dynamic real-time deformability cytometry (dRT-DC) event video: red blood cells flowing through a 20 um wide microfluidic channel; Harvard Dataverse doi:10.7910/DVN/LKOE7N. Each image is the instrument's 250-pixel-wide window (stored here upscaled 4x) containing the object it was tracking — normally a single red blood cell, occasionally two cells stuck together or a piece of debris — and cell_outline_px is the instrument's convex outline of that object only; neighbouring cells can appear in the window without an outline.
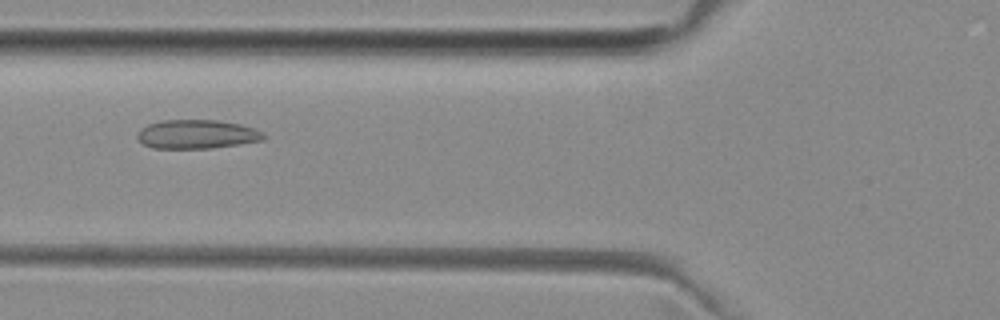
{"species": "common noctule bat (a hibernating species)", "species_latin": "Nyctalus noctula", "temperature_condition": "room temperature", "stored_images_in_passage": 36, "camera_frame_rate_fps": 3000, "um_per_image_px": 0.085, "animal": {"sex": "female", "body_mass_g": 29.2, "forearm_length_mm": 56.3}, "frame": {"image": 1, "passage_image": 7, "time_ms": 2.0, "image_size_px": [1000, 320], "cell_outline_px": [[268, 136], [264, 140], [212, 148], [152, 148], [144, 144], [136, 136], [136, 132], [140, 128], [148, 124], [160, 120], [216, 120], [240, 124], [264, 132]], "centroid_in_image_um": [16.73, 11.4], "position_along_channel_um": 109.1, "area_um2": 21.39}}
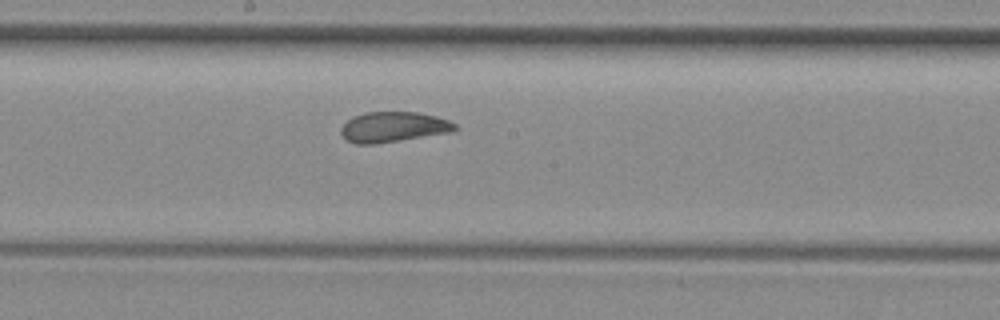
{"frame": {"image": 2, "passage_image": 15, "time_ms": 4.667, "image_size_px": [1000, 320], "cell_outline_px": [[456, 128], [452, 132], [376, 144], [356, 144], [348, 140], [340, 132], [340, 128], [352, 116], [364, 112], [420, 112], [436, 116], [448, 120], [456, 124]], "centroid_in_image_um": [33.43, 10.79], "position_along_channel_um": 214.8, "area_um2": 20.17}}
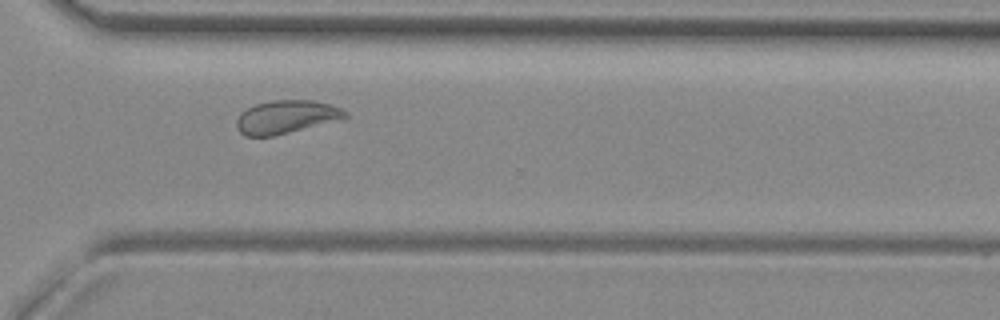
{"frame": {"image": 3, "passage_image": 25, "time_ms": 8.0, "image_size_px": [1000, 320], "cell_outline_px": [[348, 116], [344, 120], [272, 136], [244, 136], [236, 128], [236, 120], [240, 112], [256, 104], [272, 100], [312, 100], [332, 104], [348, 112]], "centroid_in_image_um": [24.37, 9.94], "position_along_channel_um": 346.2, "area_um2": 21.39}, "authors_computed_cell_mechanics": {"area_um2": 20.4034, "velocity_mm_per_s": 3.954, "shape_relaxation_time_tau1_ms": null, "shape_relaxation_time_tau2_ms": 1.0898, "deformation_change_tau1": null, "deformation_change_tau2": 0.0569}}